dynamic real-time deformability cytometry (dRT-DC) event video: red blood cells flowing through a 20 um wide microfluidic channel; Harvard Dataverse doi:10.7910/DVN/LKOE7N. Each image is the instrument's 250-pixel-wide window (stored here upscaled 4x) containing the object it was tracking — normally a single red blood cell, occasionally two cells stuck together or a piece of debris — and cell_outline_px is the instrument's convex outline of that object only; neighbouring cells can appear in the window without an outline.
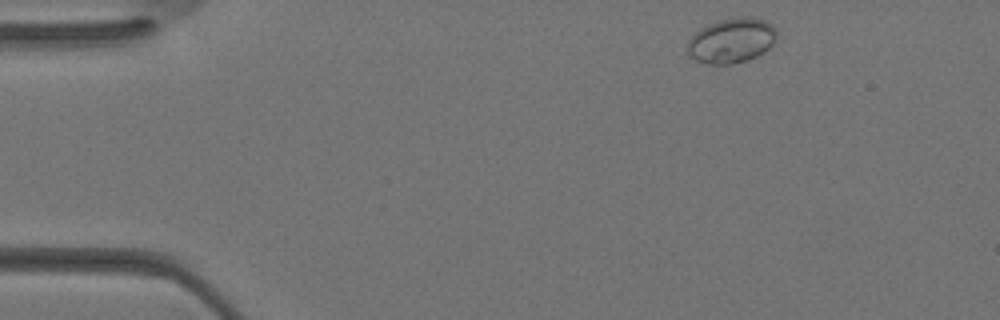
{"species": "Egyptian fruit bat (a non-hibernating species)", "species_latin": "Rousettus aegyptiacus", "temperature_condition": "warm", "stored_images_in_passage": 31, "camera_frame_rate_fps": 3000, "um_per_image_px": 0.085, "animal": {"sex": "female"}, "frame": {"image": 1, "passage_image": 1, "time_ms": 0.0, "image_size_px": [1000, 320], "cell_outline_px": [[776, 40], [764, 52], [748, 60], [732, 64], [708, 64], [696, 60], [688, 56], [688, 40], [700, 28], [708, 24], [720, 20], [744, 16], [752, 16], [764, 20], [772, 24], [776, 28]], "centroid_in_image_um": [62.19, 3.44], "position_along_channel_um": 22.8, "area_um2": 23.47}}
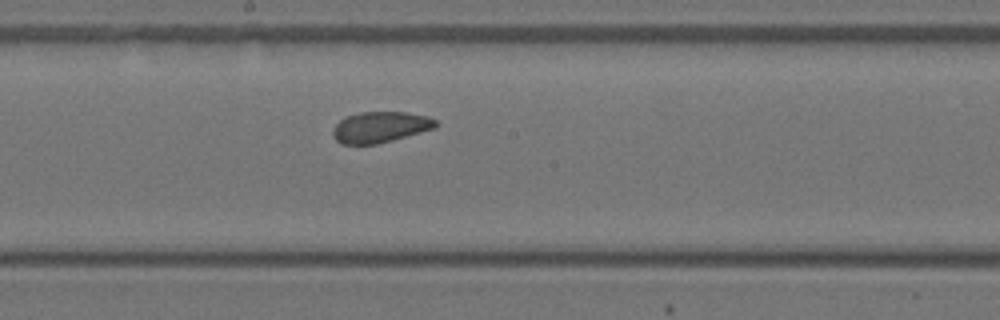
{"frame": {"image": 2, "passage_image": 15, "time_ms": 4.667, "image_size_px": [1000, 320], "cell_outline_px": [[440, 124], [436, 128], [392, 140], [376, 144], [340, 144], [332, 136], [332, 132], [336, 124], [340, 120], [348, 116], [360, 112], [404, 112], [428, 116], [436, 120]], "centroid_in_image_um": [32.34, 10.8], "position_along_channel_um": 215.9, "area_um2": 18.55}}
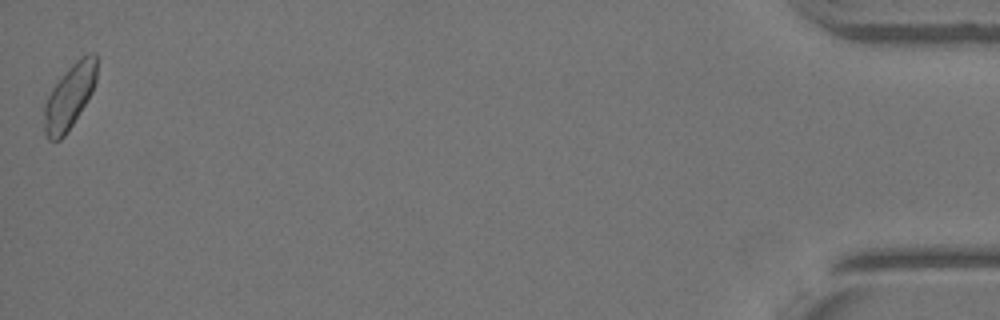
{"frame": {"image": 3, "passage_image": 31, "time_ms": 10.0, "image_size_px": [1000, 320], "cell_outline_px": [[96, 80], [92, 92], [80, 112], [64, 136], [60, 140], [48, 140], [44, 132], [44, 104], [52, 88], [68, 68], [80, 56], [88, 52], [96, 52]], "centroid_in_image_um": [5.91, 8.19], "position_along_channel_um": 429.3, "area_um2": 19.65}}